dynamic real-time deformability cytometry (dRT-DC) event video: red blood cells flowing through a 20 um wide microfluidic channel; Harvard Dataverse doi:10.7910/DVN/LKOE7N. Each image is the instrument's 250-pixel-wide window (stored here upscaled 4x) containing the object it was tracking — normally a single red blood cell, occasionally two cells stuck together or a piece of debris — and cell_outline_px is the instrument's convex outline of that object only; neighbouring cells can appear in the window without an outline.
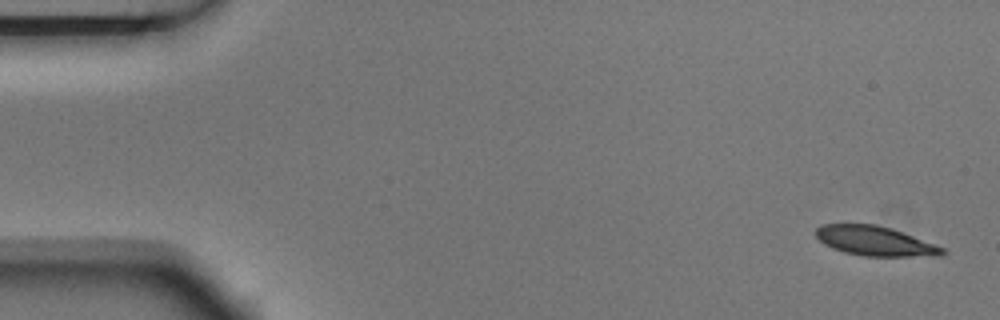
{"species": "Egyptian fruit bat (a non-hibernating species)", "species_latin": "Rousettus aegyptiacus", "temperature_condition": "room temperature", "stored_images_in_passage": 13, "camera_frame_rate_fps": 3000, "um_per_image_px": 0.085, "animal": {"sex": "male"}, "frame": {"image": 1, "passage_image": 1, "time_ms": 0.0, "image_size_px": [1000, 320], "cell_outline_px": [[948, 252], [944, 256], [864, 256], [844, 252], [832, 248], [824, 244], [816, 236], [816, 228], [820, 224], [876, 224], [892, 228], [944, 248]], "centroid_in_image_um": [74.39, 20.49], "position_along_channel_um": 10.6, "area_um2": 21.85}}
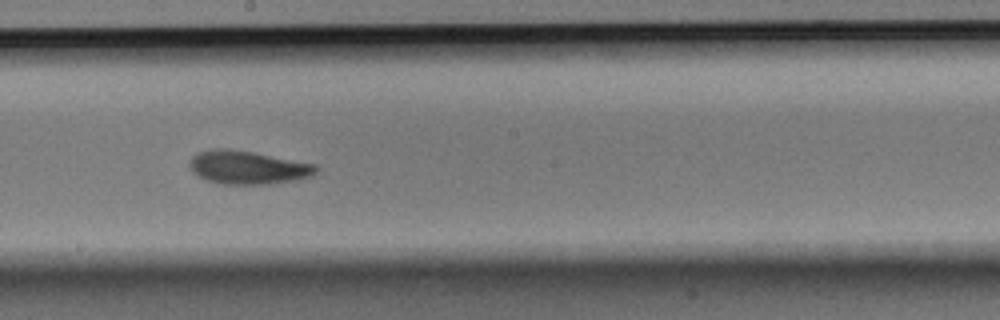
{"frame": {"image": 2, "passage_image": 8, "time_ms": 2.333, "image_size_px": [1000, 320], "cell_outline_px": [[320, 168], [312, 176], [296, 180], [268, 184], [224, 184], [204, 180], [192, 172], [188, 164], [188, 160], [196, 152], [212, 148], [228, 148], [252, 152], [316, 164]], "centroid_in_image_um": [21.02, 14.23], "position_along_channel_um": 227.2, "area_um2": 24.91}}
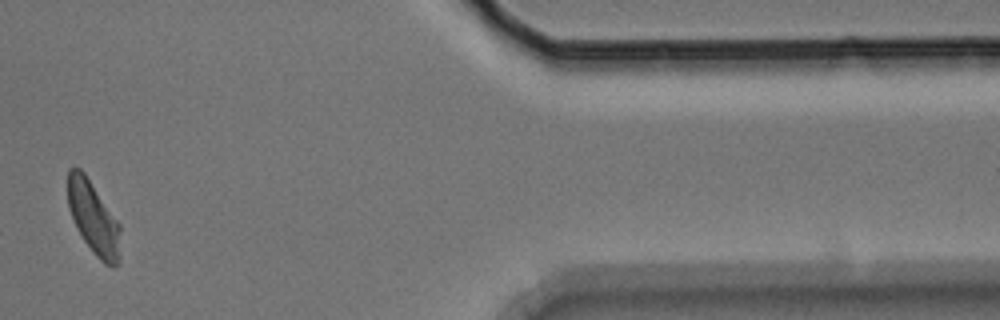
{"frame": {"image": 3, "passage_image": 13, "time_ms": 4.0, "image_size_px": [1000, 320], "cell_outline_px": [[120, 260], [112, 268], [104, 264], [96, 256], [84, 240], [76, 228], [72, 220], [68, 208], [68, 168], [80, 168], [84, 172], [120, 224]], "centroid_in_image_um": [7.94, 18.55], "position_along_channel_um": 403.5, "area_um2": 22.37}}